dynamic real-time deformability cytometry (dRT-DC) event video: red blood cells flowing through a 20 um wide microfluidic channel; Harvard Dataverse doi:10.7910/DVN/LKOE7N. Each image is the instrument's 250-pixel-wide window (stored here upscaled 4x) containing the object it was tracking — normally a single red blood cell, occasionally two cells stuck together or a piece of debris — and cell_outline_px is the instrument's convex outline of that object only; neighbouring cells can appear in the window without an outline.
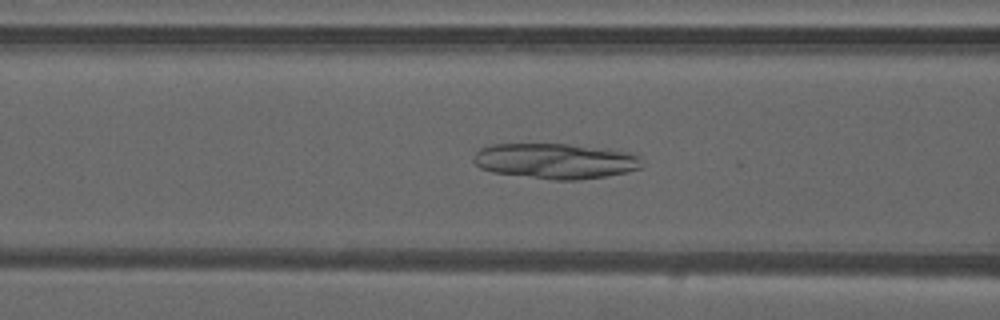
{"species": "common noctule bat (a hibernating species)", "species_latin": "Nyctalus noctula", "temperature_condition": "warm", "stored_images_in_passage": 30, "camera_frame_rate_fps": 3000, "um_per_image_px": 0.085, "animal": {"sex": "male", "forearm_length_mm": 52.5}, "frame": {"image": 1, "passage_image": 20, "time_ms": 6.333, "image_size_px": [1000, 320], "cell_outline_px": [[640, 168], [624, 172], [604, 176], [580, 180], [556, 180], [492, 172], [480, 168], [472, 160], [472, 156], [480, 148], [492, 144], [568, 144], [636, 152], [640, 156]], "centroid_in_image_um": [47.2, 13.67], "position_along_channel_um": 119.4, "area_um2": 34.8}}
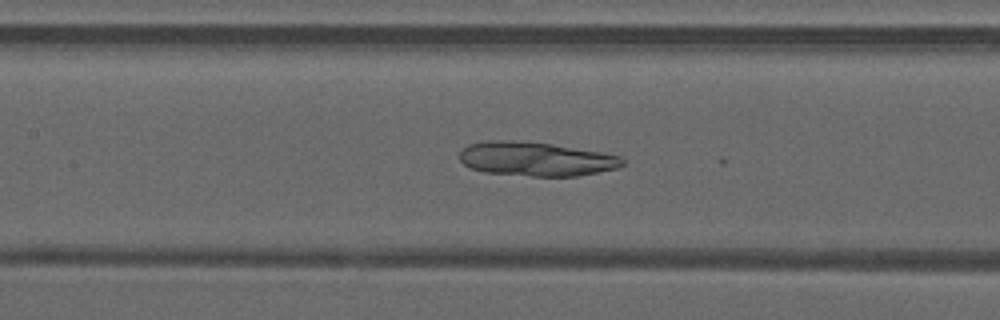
{"frame": {"image": 2, "passage_image": 23, "time_ms": 7.333, "image_size_px": [1000, 320], "cell_outline_px": [[624, 164], [616, 168], [576, 176], [532, 176], [484, 172], [468, 168], [460, 160], [460, 152], [468, 144], [484, 140], [512, 140], [552, 144], [600, 152], [620, 156], [624, 160]], "centroid_in_image_um": [45.5, 13.51], "position_along_channel_um": 161.9, "area_um2": 32.25}}
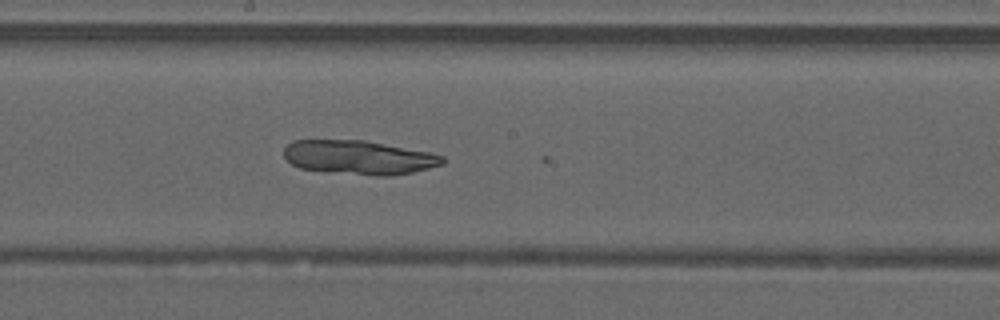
{"frame": {"image": 3, "passage_image": 27, "time_ms": 8.667, "image_size_px": [1000, 320], "cell_outline_px": [[444, 164], [412, 172], [388, 176], [372, 176], [300, 168], [292, 164], [284, 156], [284, 148], [292, 140], [364, 140], [428, 152], [444, 156]], "centroid_in_image_um": [30.5, 13.38], "position_along_channel_um": 217.7, "area_um2": 31.21}}